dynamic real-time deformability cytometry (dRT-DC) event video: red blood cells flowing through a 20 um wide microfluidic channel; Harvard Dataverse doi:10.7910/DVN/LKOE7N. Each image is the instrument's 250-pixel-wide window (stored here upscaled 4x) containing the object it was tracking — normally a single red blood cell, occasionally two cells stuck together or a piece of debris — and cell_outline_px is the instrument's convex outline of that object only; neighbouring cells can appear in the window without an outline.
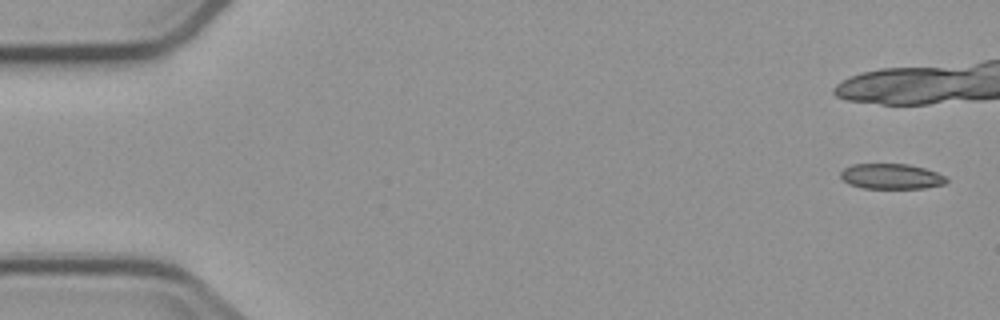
{"species": "common noctule bat (a hibernating species)", "species_latin": "Nyctalus noctula", "temperature_condition": "cold", "stored_images_in_passage": 5, "camera_frame_rate_fps": 3000, "um_per_image_px": 0.085, "animal": {"sex": "male", "body_mass_g": 23.1, "forearm_length_mm": 52.7}, "frame": {"image": 1, "passage_image": 1, "time_ms": 0.0, "image_size_px": [1000, 320], "cell_outline_px": [[948, 180], [944, 184], [924, 188], [864, 188], [848, 184], [840, 176], [840, 172], [844, 168], [852, 164], [908, 164], [924, 168], [936, 172], [944, 176]], "centroid_in_image_um": [75.73, 14.99], "position_along_channel_um": 9.3, "area_um2": 15.55}}